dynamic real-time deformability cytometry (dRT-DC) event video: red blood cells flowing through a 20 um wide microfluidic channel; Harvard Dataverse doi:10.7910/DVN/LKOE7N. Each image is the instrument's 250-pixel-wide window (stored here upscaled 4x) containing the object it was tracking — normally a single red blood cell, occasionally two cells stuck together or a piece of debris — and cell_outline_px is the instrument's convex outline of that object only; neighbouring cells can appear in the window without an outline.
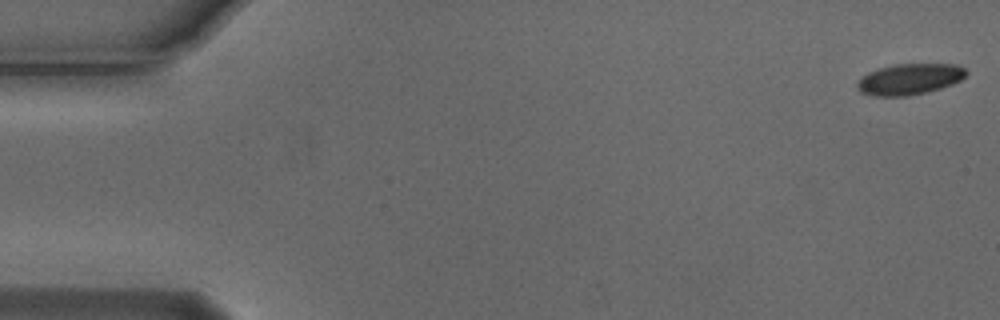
{"species": "Egyptian fruit bat (a non-hibernating species)", "species_latin": "Rousettus aegyptiacus", "temperature_condition": "cold", "stored_images_in_passage": 55, "camera_frame_rate_fps": 3000, "um_per_image_px": 0.085, "animal": {"sex": "male"}, "frame": {"image": 1, "passage_image": 1, "time_ms": 0.0, "image_size_px": [1000, 320], "cell_outline_px": [[968, 72], [960, 80], [952, 84], [940, 88], [908, 96], [872, 96], [860, 92], [856, 88], [856, 80], [868, 72], [880, 68], [896, 64], [956, 64], [964, 68]], "centroid_in_image_um": [77.26, 6.73], "position_along_channel_um": 7.7, "area_um2": 19.71}}
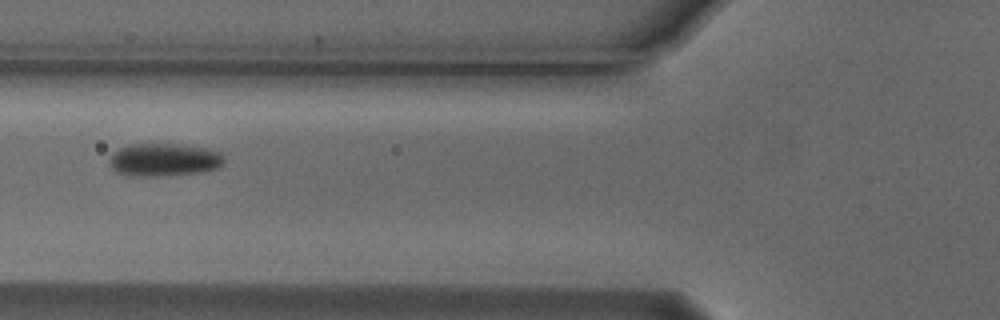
{"frame": {"image": 2, "passage_image": 21, "time_ms": 6.667, "image_size_px": [1000, 320], "cell_outline_px": [[224, 160], [216, 168], [204, 172], [160, 176], [128, 176], [116, 172], [112, 168], [108, 160], [112, 152], [128, 144], [184, 144], [204, 148], [220, 152], [224, 156]], "centroid_in_image_um": [13.9, 13.58], "position_along_channel_um": 111.9, "area_um2": 22.2}}
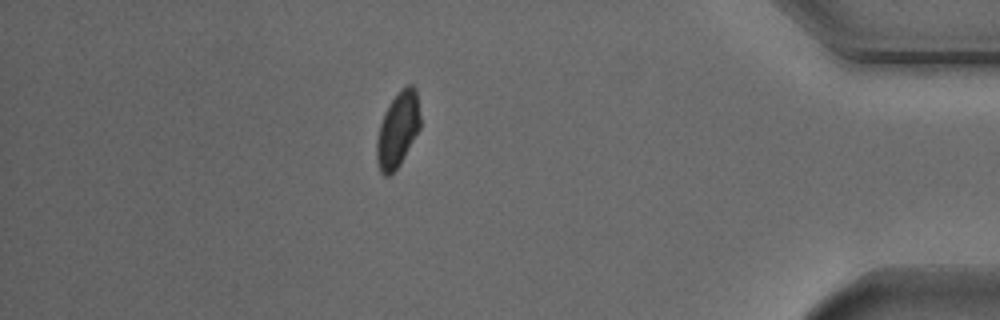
{"frame": {"image": 3, "passage_image": 48, "time_ms": 15.667, "image_size_px": [1000, 320], "cell_outline_px": [[420, 128], [400, 164], [388, 176], [384, 176], [380, 172], [376, 160], [376, 140], [380, 124], [384, 112], [392, 100], [408, 84], [412, 84], [416, 88], [420, 116]], "centroid_in_image_um": [33.8, 11.04], "position_along_channel_um": 401.4, "area_um2": 18.9}, "authors_computed_cell_mechanics": {"area_um2": 20.4034, "velocity_mm_per_s": 3.7047, "shape_relaxation_time_tau1_ms": 7.6597, "shape_relaxation_time_tau2_ms": null, "deformation_change_tau1": 0.1572, "deformation_change_tau2": null}}